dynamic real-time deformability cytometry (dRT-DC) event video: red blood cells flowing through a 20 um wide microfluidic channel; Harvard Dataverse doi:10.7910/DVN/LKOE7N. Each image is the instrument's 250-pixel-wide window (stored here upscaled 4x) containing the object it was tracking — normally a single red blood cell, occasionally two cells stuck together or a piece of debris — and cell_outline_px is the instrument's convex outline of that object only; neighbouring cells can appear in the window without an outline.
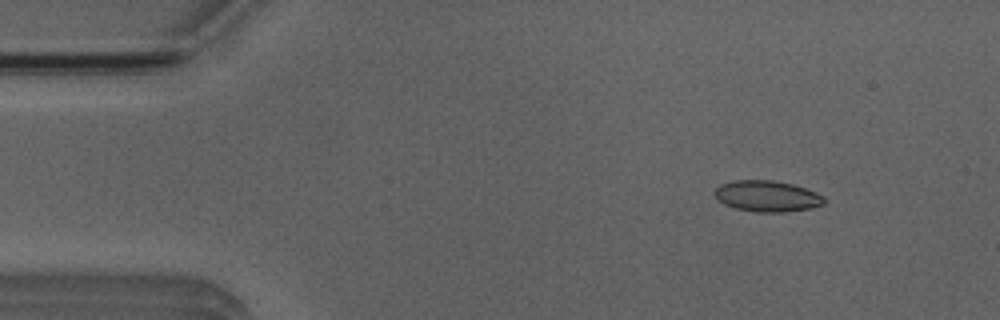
{"species": "Egyptian fruit bat (a non-hibernating species)", "species_latin": "Rousettus aegyptiacus", "temperature_condition": "room temperature", "stored_images_in_passage": 52, "camera_frame_rate_fps": 3000, "um_per_image_px": 0.085, "animal": {"sex": "male"}, "frame": {"image": 1, "passage_image": 6, "time_ms": 1.667, "image_size_px": [1000, 320], "cell_outline_px": [[824, 204], [808, 208], [784, 212], [756, 212], [736, 208], [724, 204], [716, 200], [712, 192], [720, 184], [732, 180], [772, 180], [792, 184], [816, 192], [824, 196]], "centroid_in_image_um": [65.14, 16.66], "position_along_channel_um": 19.9, "area_um2": 19.88}}
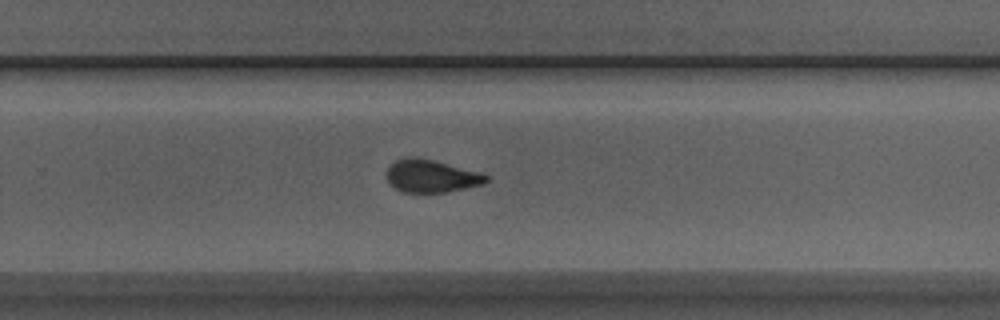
{"frame": {"image": 2, "passage_image": 33, "time_ms": 10.667, "image_size_px": [1000, 320], "cell_outline_px": [[488, 180], [484, 184], [444, 192], [404, 192], [396, 188], [388, 180], [388, 168], [396, 160], [408, 156], [416, 156], [480, 172], [488, 176]], "centroid_in_image_um": [36.67, 14.95], "position_along_channel_um": 293.1, "area_um2": 18.61}}
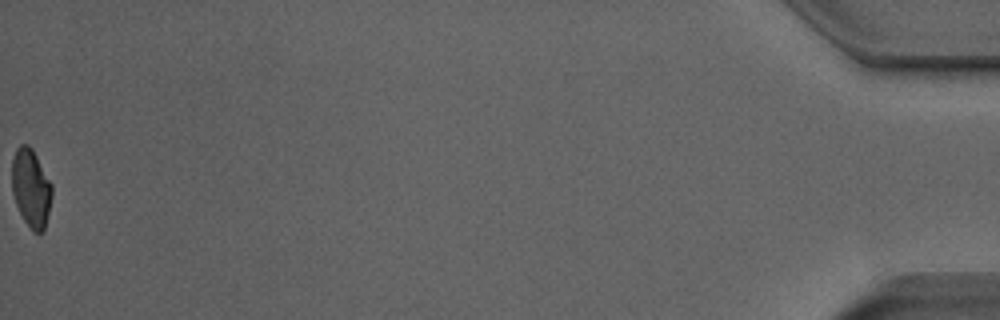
{"frame": {"image": 3, "passage_image": 52, "time_ms": 17.0, "image_size_px": [1000, 320], "cell_outline_px": [[52, 196], [44, 228], [40, 232], [32, 232], [24, 220], [16, 204], [12, 192], [12, 160], [16, 148], [20, 144], [28, 144], [32, 148], [52, 184]], "centroid_in_image_um": [2.62, 15.96], "position_along_channel_um": 432.6, "area_um2": 18.15}, "authors_computed_cell_mechanics": {"area_um2": 19.4497, "velocity_mm_per_s": 3.9265, "shape_relaxation_time_tau1_ms": 8.4592, "shape_relaxation_time_tau2_ms": 1.2222, "deformation_change_tau1": 0.1822, "deformation_change_tau2": 0.0594}}